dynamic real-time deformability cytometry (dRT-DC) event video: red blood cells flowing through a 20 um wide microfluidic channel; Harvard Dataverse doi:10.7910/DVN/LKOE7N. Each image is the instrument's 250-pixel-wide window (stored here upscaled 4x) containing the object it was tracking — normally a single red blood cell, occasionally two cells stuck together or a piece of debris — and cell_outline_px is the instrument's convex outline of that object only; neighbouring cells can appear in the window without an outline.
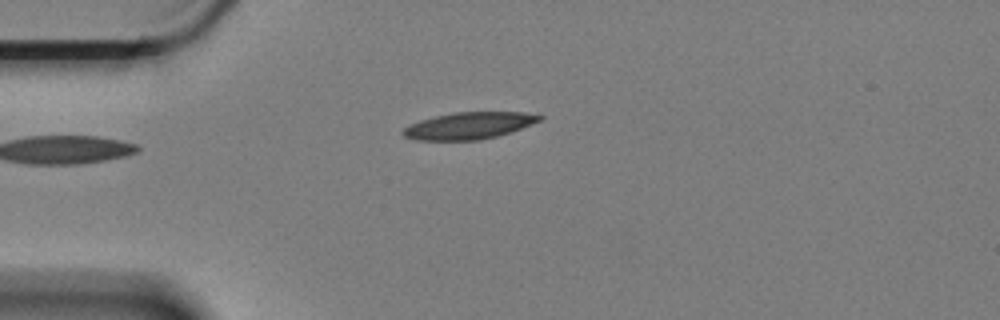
{"species": "Egyptian fruit bat (a non-hibernating species)", "species_latin": "Rousettus aegyptiacus", "temperature_condition": "cold", "stored_images_in_passage": 4, "camera_frame_rate_fps": 3000, "um_per_image_px": 0.085, "animal": {"sex": "female"}, "frame": {"image": 1, "passage_image": 4, "time_ms": 1.0, "image_size_px": [1000, 320], "cell_outline_px": [[544, 116], [540, 120], [520, 128], [496, 136], [476, 140], [416, 140], [404, 136], [400, 132], [408, 124], [420, 120], [436, 116], [456, 112], [524, 112]], "centroid_in_image_um": [39.8, 10.68], "position_along_channel_um": 45.2, "area_um2": 21.1}}